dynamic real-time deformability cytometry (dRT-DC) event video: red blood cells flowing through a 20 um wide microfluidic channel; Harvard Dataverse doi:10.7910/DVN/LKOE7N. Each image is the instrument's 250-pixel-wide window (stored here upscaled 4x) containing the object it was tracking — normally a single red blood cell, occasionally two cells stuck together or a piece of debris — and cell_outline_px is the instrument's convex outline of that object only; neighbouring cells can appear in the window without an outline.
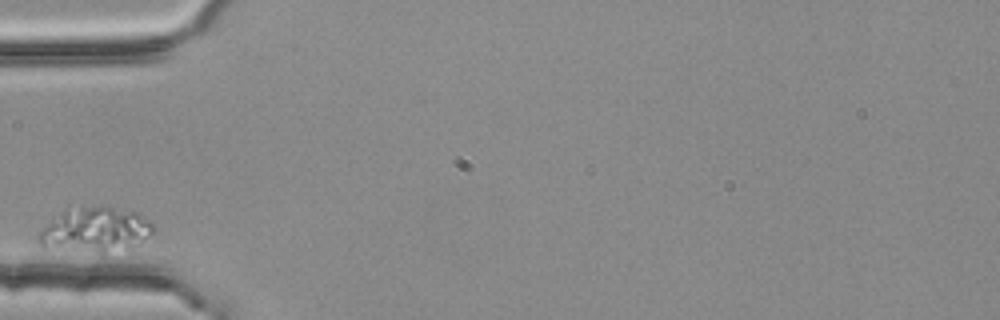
{"species": "common noctule bat (a hibernating species)", "species_latin": "Nyctalus noctula", "temperature_condition": "room temperature", "stored_images_in_passage": 1, "camera_frame_rate_fps": 3000, "um_per_image_px": 0.085, "animal": {"sex": "female", "body_mass_g": 25.1}, "frame": {"image": 1, "passage_image": 1, "time_ms": 0.0, "image_size_px": [1000, 320], "cell_outline_px": [[156, 228], [152, 232], [128, 252], [104, 256], [100, 256], [40, 248], [36, 240], [36, 236], [48, 216], [64, 208], [80, 204], [108, 204], [136, 212], [148, 220]], "centroid_in_image_um": [7.98, 19.55], "position_along_channel_um": 77.0, "area_um2": 33.41}}